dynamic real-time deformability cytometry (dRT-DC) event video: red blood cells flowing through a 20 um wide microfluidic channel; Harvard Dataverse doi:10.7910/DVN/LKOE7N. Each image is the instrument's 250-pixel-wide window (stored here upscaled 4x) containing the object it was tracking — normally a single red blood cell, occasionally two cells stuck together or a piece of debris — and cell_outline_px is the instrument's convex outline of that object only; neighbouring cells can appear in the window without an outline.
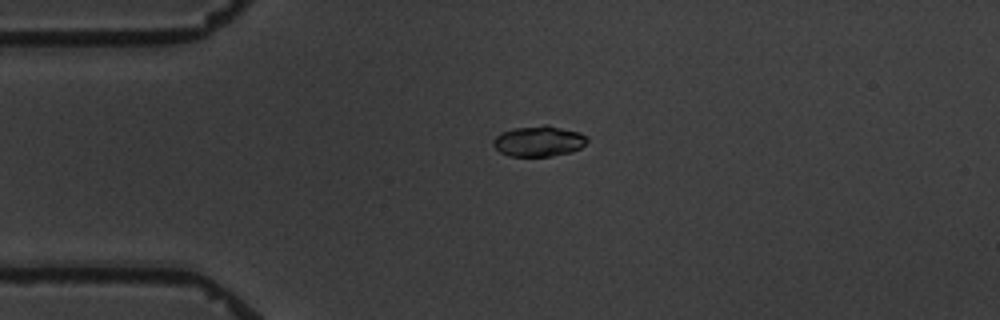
{"species": "common noctule bat (a hibernating species)", "species_latin": "Nyctalus noctula", "temperature_condition": "warm", "stored_images_in_passage": 6, "camera_frame_rate_fps": 3000, "um_per_image_px": 0.085, "animal": {"sex": "male", "body_mass_g": 19.5, "forearm_length_mm": 54.6}, "frame": {"image": 1, "passage_image": 4, "time_ms": 3.333, "image_size_px": [1000, 320], "cell_outline_px": [[588, 140], [580, 148], [572, 152], [552, 156], [508, 156], [500, 152], [492, 144], [492, 140], [500, 132], [516, 128], [544, 124], [548, 124], [580, 132], [588, 136]], "centroid_in_image_um": [45.81, 11.99], "position_along_channel_um": 39.2, "area_um2": 16.99}}
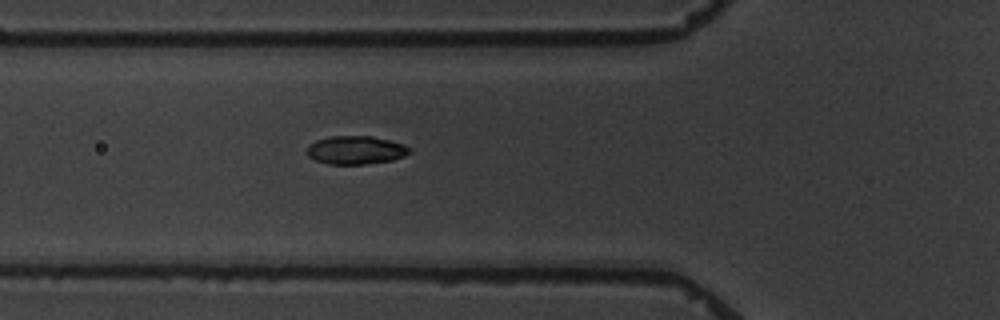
{"frame": {"image": 2, "passage_image": 6, "time_ms": 5.667, "image_size_px": [1000, 320], "cell_outline_px": [[412, 152], [404, 156], [392, 160], [364, 164], [328, 164], [316, 160], [308, 156], [308, 144], [316, 140], [328, 136], [372, 136], [392, 140], [404, 144], [412, 148]], "centroid_in_image_um": [30.28, 12.74], "position_along_channel_um": 95.5, "area_um2": 17.11}}